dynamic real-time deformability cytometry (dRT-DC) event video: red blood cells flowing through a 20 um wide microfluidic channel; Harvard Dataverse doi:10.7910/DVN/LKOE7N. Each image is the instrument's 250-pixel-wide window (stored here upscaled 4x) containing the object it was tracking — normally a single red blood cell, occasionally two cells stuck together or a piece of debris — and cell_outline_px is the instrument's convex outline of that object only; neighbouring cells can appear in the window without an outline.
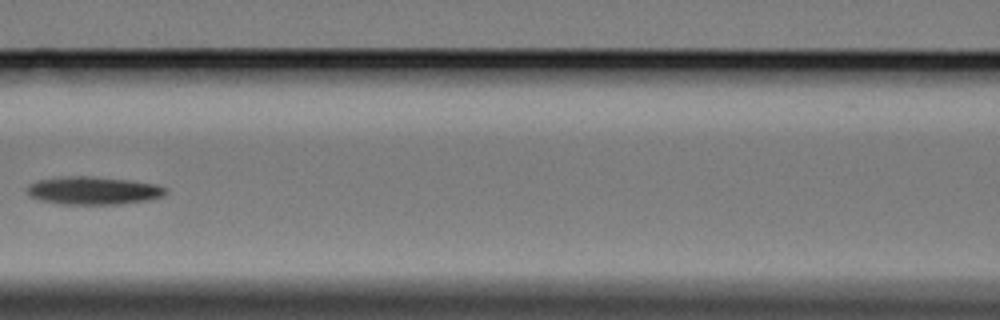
{"species": "Egyptian fruit bat (a non-hibernating species)", "species_latin": "Rousettus aegyptiacus", "temperature_condition": "cold", "stored_images_in_passage": 13, "camera_frame_rate_fps": 3000, "um_per_image_px": 0.085, "animal": {"sex": "female"}, "frame": {"image": 1, "passage_image": 6, "time_ms": 7.0, "image_size_px": [1000, 320], "cell_outline_px": [[168, 192], [160, 196], [148, 200], [120, 204], [60, 204], [40, 200], [28, 196], [24, 188], [28, 184], [36, 180], [60, 176], [96, 176], [128, 180], [152, 184], [164, 188]], "centroid_in_image_um": [7.81, 16.19], "position_along_channel_um": 158.8, "area_um2": 22.72}}
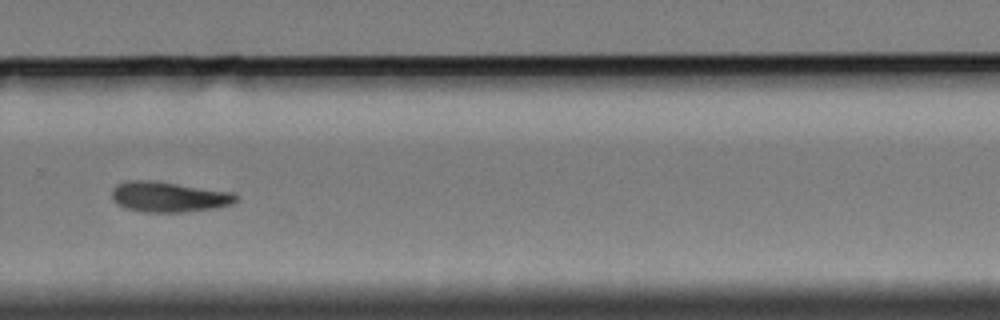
{"frame": {"image": 2, "passage_image": 10, "time_ms": 11.667, "image_size_px": [1000, 320], "cell_outline_px": [[240, 196], [232, 204], [220, 208], [184, 212], [144, 212], [124, 208], [116, 204], [112, 200], [112, 188], [116, 184], [124, 180], [156, 180], [236, 192]], "centroid_in_image_um": [14.37, 16.72], "position_along_channel_um": 315.4, "area_um2": 22.77}}
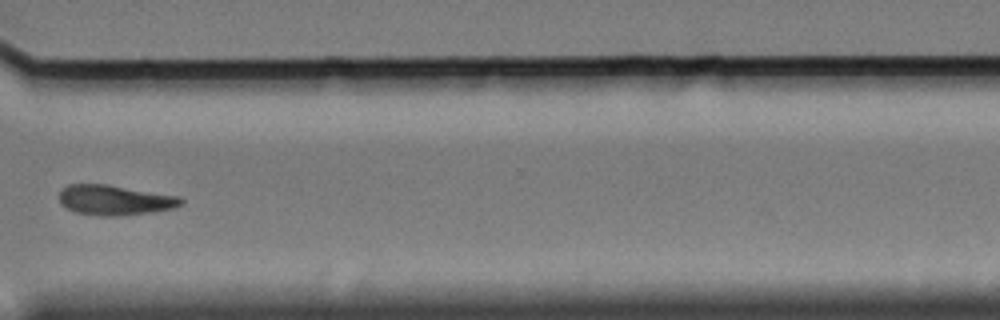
{"frame": {"image": 3, "passage_image": 11, "time_ms": 13.0, "image_size_px": [1000, 320], "cell_outline_px": [[184, 204], [172, 208], [152, 212], [120, 216], [100, 216], [76, 212], [68, 208], [60, 200], [60, 188], [68, 184], [104, 184], [180, 196], [184, 200]], "centroid_in_image_um": [9.78, 17.0], "position_along_channel_um": 360.8, "area_um2": 21.27}}